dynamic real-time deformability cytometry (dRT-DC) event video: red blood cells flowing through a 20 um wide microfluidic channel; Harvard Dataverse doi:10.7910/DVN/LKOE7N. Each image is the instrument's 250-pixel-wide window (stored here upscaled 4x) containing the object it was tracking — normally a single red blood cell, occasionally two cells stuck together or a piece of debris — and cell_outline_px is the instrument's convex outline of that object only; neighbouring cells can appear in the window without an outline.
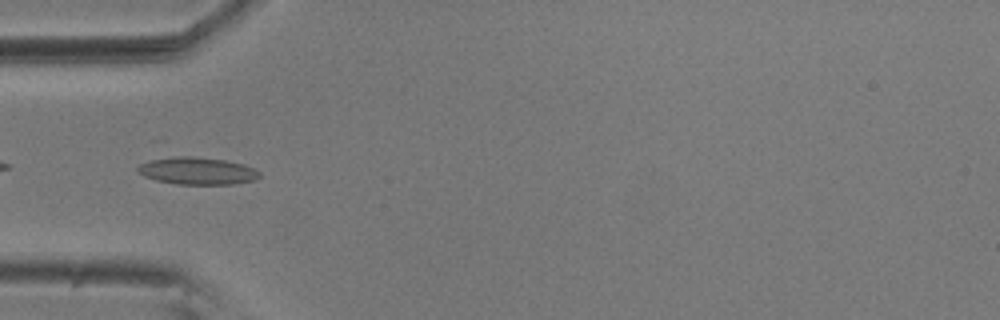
{"species": "common noctule bat (a hibernating species)", "species_latin": "Nyctalus noctula", "temperature_condition": "room temperature", "stored_images_in_passage": 35, "camera_frame_rate_fps": 3000, "um_per_image_px": 0.085, "animal": {"sex": "male", "body_mass_g": 20.5, "forearm_length_mm": 52.5}, "frame": {"image": 1, "passage_image": 2, "time_ms": 0.333, "image_size_px": [1000, 320], "cell_outline_px": [[260, 176], [256, 180], [232, 184], [176, 184], [156, 180], [144, 176], [136, 168], [140, 164], [160, 156], [196, 156], [224, 160], [244, 164], [260, 172]], "centroid_in_image_um": [16.74, 14.51], "position_along_channel_um": 68.3, "area_um2": 19.54}}
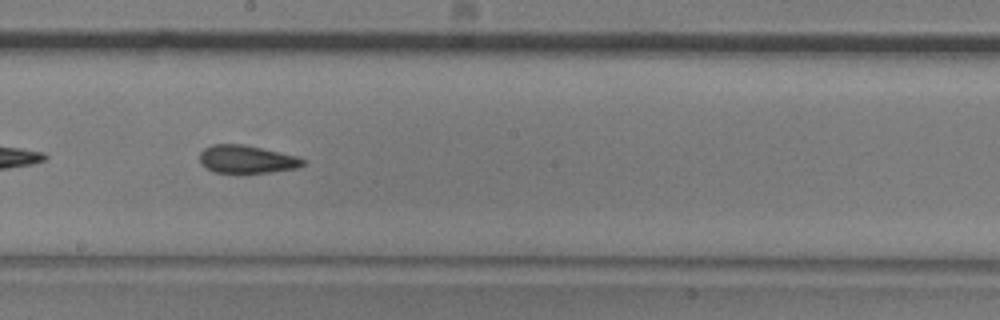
{"frame": {"image": 2, "passage_image": 15, "time_ms": 4.667, "image_size_px": [1000, 320], "cell_outline_px": [[304, 164], [296, 168], [244, 176], [236, 176], [212, 172], [200, 164], [200, 152], [204, 148], [212, 144], [240, 144], [260, 148], [296, 156], [304, 160]], "centroid_in_image_um": [20.88, 13.6], "position_along_channel_um": 227.3, "area_um2": 17.46}}
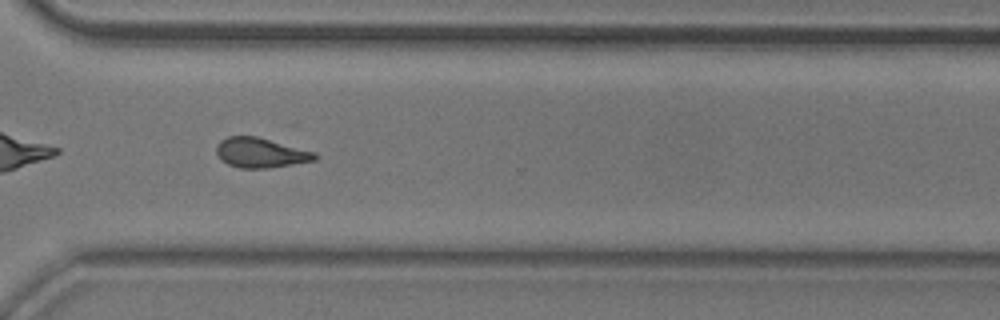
{"frame": {"image": 3, "passage_image": 25, "time_ms": 8.0, "image_size_px": [1000, 320], "cell_outline_px": [[320, 156], [316, 160], [268, 168], [240, 168], [228, 164], [220, 160], [216, 152], [216, 144], [220, 140], [228, 136], [256, 136], [316, 152]], "centroid_in_image_um": [22.14, 12.98], "position_along_channel_um": 348.5, "area_um2": 17.22}}